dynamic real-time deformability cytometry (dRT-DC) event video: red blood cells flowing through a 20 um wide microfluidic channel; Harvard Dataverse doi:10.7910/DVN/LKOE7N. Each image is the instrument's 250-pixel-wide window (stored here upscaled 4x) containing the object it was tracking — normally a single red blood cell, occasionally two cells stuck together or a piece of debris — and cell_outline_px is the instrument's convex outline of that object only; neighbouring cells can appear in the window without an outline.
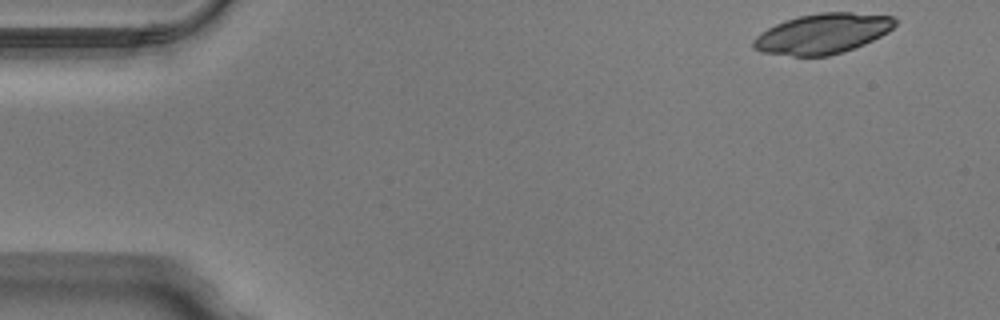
{"species": "Egyptian fruit bat (a non-hibernating species)", "species_latin": "Rousettus aegyptiacus", "temperature_condition": "warm", "stored_images_in_passage": 47, "camera_frame_rate_fps": 3000, "um_per_image_px": 0.085, "animal": {"sex": "male"}, "frame": {"image": 1, "passage_image": 1, "time_ms": 0.0, "image_size_px": [1000, 320], "cell_outline_px": [[896, 24], [888, 32], [864, 44], [828, 56], [792, 56], [760, 52], [752, 48], [752, 40], [760, 32], [784, 20], [800, 16], [820, 12], [852, 12], [892, 16], [896, 20]], "centroid_in_image_um": [69.88, 2.86], "position_along_channel_um": 15.1, "area_um2": 33.12}}